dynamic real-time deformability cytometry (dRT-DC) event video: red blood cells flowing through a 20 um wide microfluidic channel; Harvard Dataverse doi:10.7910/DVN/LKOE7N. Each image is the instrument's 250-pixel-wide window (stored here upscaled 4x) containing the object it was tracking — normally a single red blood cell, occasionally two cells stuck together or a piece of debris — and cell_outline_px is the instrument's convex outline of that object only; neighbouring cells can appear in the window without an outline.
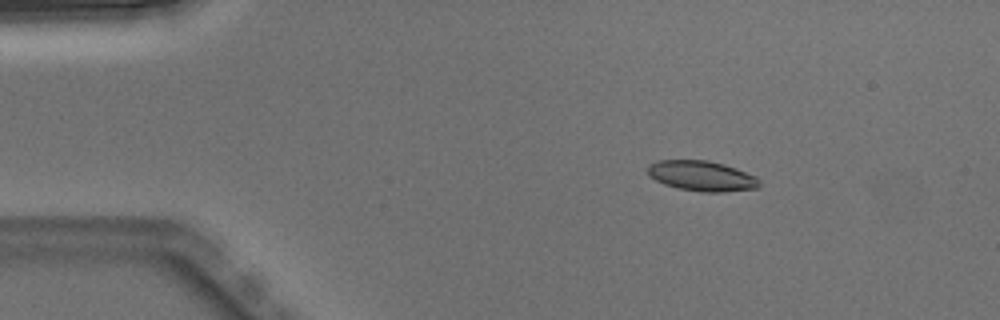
{"species": "Egyptian fruit bat (a non-hibernating species)", "species_latin": "Rousettus aegyptiacus", "temperature_condition": "warm", "stored_images_in_passage": 4, "camera_frame_rate_fps": 3000, "um_per_image_px": 0.085, "animal": {"sex": "male"}, "frame": {"image": 1, "passage_image": 2, "time_ms": 0.333, "image_size_px": [1000, 320], "cell_outline_px": [[760, 184], [756, 188], [724, 192], [704, 192], [676, 188], [664, 184], [648, 176], [648, 164], [656, 160], [708, 160], [724, 164], [736, 168], [756, 176], [760, 180]], "centroid_in_image_um": [59.63, 14.95], "position_along_channel_um": 25.4, "area_um2": 19.83}}
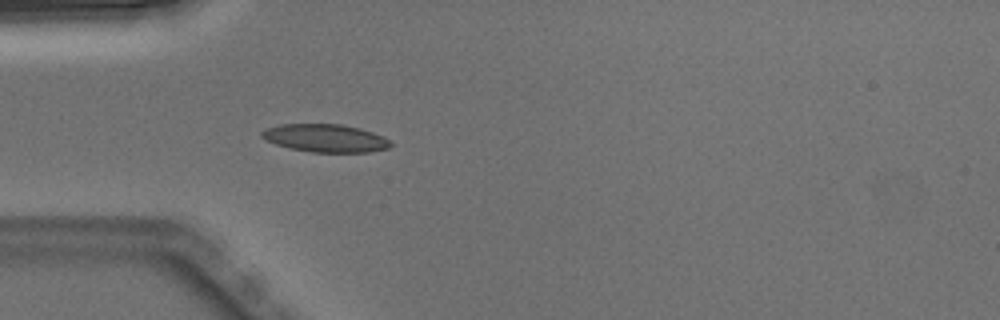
{"frame": {"image": 2, "passage_image": 4, "time_ms": 1.0, "image_size_px": [1000, 320], "cell_outline_px": [[392, 144], [388, 148], [368, 152], [312, 152], [288, 148], [276, 144], [260, 136], [260, 132], [264, 128], [280, 124], [340, 124], [360, 128], [384, 136], [392, 140]], "centroid_in_image_um": [27.66, 11.73], "position_along_channel_um": 57.3, "area_um2": 21.1}}